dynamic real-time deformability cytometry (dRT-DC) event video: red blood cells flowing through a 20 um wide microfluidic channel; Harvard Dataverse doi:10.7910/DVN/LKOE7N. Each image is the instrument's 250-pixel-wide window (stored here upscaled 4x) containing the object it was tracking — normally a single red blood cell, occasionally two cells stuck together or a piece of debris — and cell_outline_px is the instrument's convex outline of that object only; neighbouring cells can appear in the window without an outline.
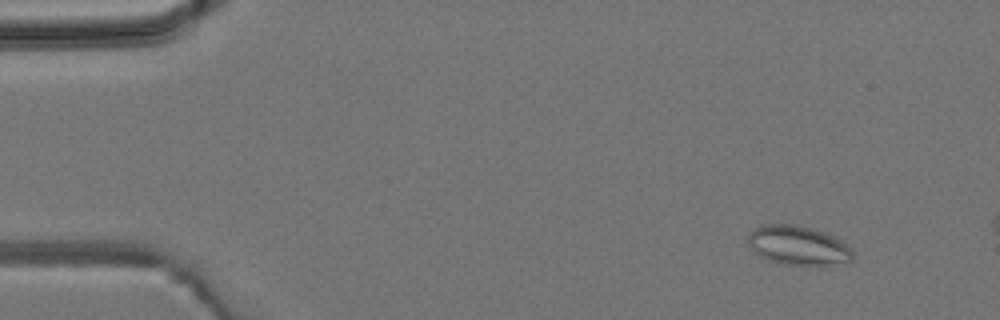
{"species": "common noctule bat (a hibernating species)", "species_latin": "Nyctalus noctula", "temperature_condition": "room temperature", "stored_images_in_passage": 2, "camera_frame_rate_fps": 3000, "um_per_image_px": 0.085, "animal": {"sex": "male", "body_mass_g": 19.2, "forearm_length_mm": 51.8}, "frame": {"image": 1, "passage_image": 1, "time_ms": 0.0, "image_size_px": [1000, 320], "cell_outline_px": [[852, 260], [848, 264], [824, 268], [820, 268], [784, 264], [768, 260], [752, 252], [748, 244], [748, 232], [760, 224], [796, 224], [812, 228], [836, 236], [852, 252]], "centroid_in_image_um": [67.86, 20.91], "position_along_channel_um": 17.1, "area_um2": 25.09}}